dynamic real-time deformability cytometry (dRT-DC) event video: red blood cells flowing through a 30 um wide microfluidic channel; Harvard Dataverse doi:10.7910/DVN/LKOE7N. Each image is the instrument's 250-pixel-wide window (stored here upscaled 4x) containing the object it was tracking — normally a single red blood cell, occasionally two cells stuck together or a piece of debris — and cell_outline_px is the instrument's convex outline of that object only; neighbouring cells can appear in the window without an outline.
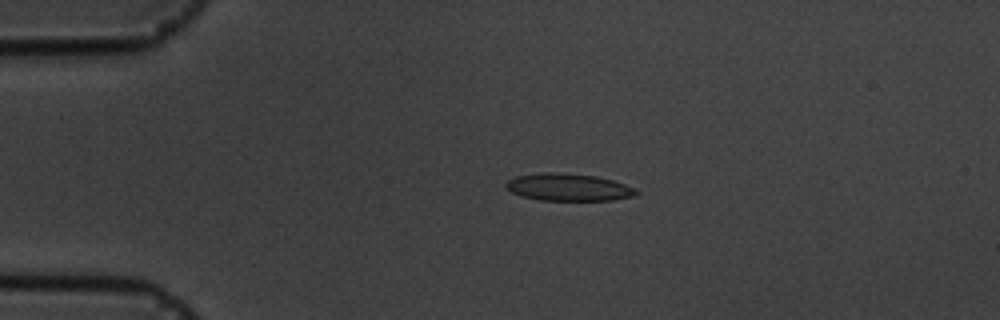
{"species": "common noctule bat (a hibernating species)", "species_latin": "Nyctalus noctula", "temperature_condition": "cold", "stored_images_in_passage": 6, "camera_frame_rate_fps": 3000, "um_per_image_px": 0.085, "animal": {"sex": "male", "body_mass_g": 19.5, "forearm_length_mm": 54.6}, "frame": {"image": 1, "passage_image": 4, "time_ms": 3.667, "image_size_px": [1000, 320], "cell_outline_px": [[640, 192], [636, 196], [612, 200], [540, 200], [524, 196], [512, 192], [504, 184], [508, 180], [516, 176], [548, 172], [556, 172], [596, 176], [612, 180], [624, 184]], "centroid_in_image_um": [48.34, 15.92], "position_along_channel_um": 36.7, "area_um2": 20.46}}
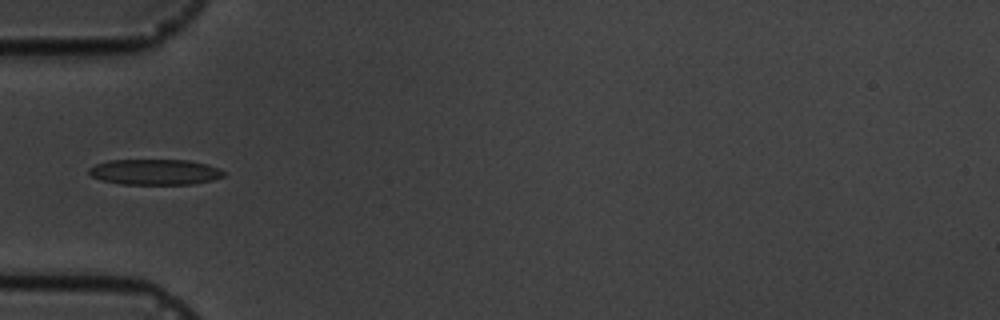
{"frame": {"image": 2, "passage_image": 6, "time_ms": 5.667, "image_size_px": [1000, 320], "cell_outline_px": [[224, 176], [212, 180], [192, 184], [120, 184], [100, 180], [92, 176], [88, 172], [88, 168], [96, 164], [108, 160], [188, 160], [208, 164], [220, 168], [224, 172]], "centroid_in_image_um": [13.16, 14.61], "position_along_channel_um": 71.8, "area_um2": 20.23}}